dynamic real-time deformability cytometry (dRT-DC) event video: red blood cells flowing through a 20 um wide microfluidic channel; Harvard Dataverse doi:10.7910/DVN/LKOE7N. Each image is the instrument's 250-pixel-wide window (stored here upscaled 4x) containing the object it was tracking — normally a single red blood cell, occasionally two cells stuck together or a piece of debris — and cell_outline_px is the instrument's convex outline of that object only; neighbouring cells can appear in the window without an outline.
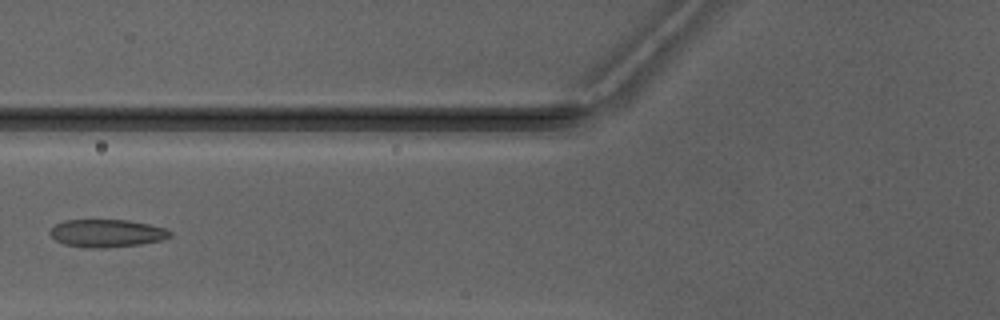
{"species": "Egyptian fruit bat (a non-hibernating species)", "species_latin": "Rousettus aegyptiacus", "temperature_condition": "warm", "stored_images_in_passage": 5, "camera_frame_rate_fps": 3000, "um_per_image_px": 0.085, "animal": {"sex": "male"}, "frame": {"image": 1, "passage_image": 5, "time_ms": 4.667, "image_size_px": [1000, 320], "cell_outline_px": [[172, 236], [164, 240], [140, 244], [104, 248], [84, 248], [64, 244], [56, 240], [48, 232], [56, 224], [64, 220], [128, 220], [168, 228], [172, 232]], "centroid_in_image_um": [9.11, 19.83], "position_along_channel_um": 116.7, "area_um2": 19.59}}